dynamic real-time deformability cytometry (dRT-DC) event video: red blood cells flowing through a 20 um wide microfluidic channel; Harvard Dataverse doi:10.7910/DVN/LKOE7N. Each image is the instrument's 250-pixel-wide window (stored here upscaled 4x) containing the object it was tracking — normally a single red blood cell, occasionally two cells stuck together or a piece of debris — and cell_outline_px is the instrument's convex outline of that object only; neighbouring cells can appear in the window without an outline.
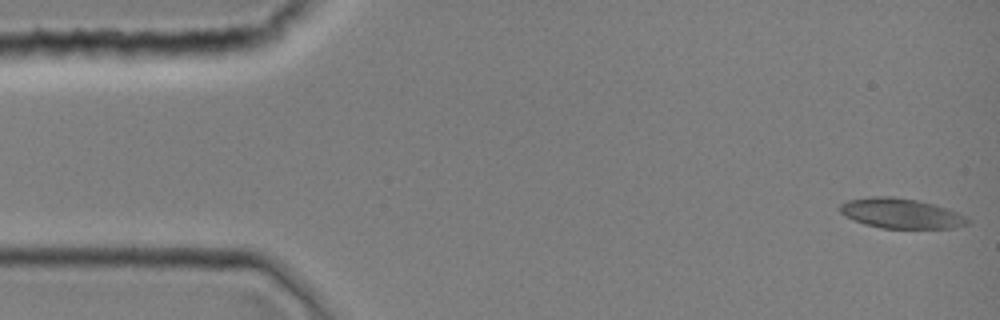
{"species": "common noctule bat (a hibernating species)", "species_latin": "Nyctalus noctula", "temperature_condition": "room temperature", "stored_images_in_passage": 43, "camera_frame_rate_fps": 3000, "um_per_image_px": 0.085, "animal": {"sex": "female", "body_mass_g": 19.0, "forearm_length_mm": 51.5}, "frame": {"image": 1, "passage_image": 1, "time_ms": 0.0, "image_size_px": [1000, 320], "cell_outline_px": [[972, 220], [968, 224], [952, 228], [880, 228], [864, 224], [852, 220], [840, 212], [840, 204], [848, 200], [868, 196], [892, 196], [916, 200], [948, 208]], "centroid_in_image_um": [76.56, 18.14], "position_along_channel_um": 8.4, "area_um2": 22.37}}
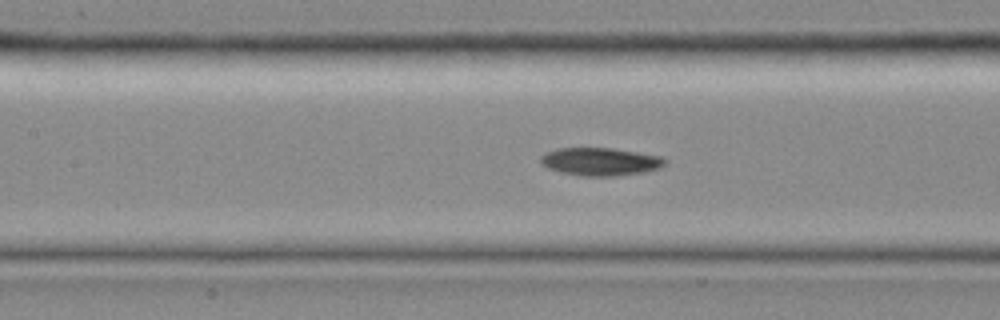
{"frame": {"image": 2, "passage_image": 19, "time_ms": 6.0, "image_size_px": [1000, 320], "cell_outline_px": [[668, 160], [660, 168], [644, 172], [616, 176], [584, 176], [560, 172], [548, 168], [540, 164], [540, 156], [544, 152], [556, 148], [612, 148], [664, 156]], "centroid_in_image_um": [51.02, 13.73], "position_along_channel_um": 156.4, "area_um2": 20.52}}
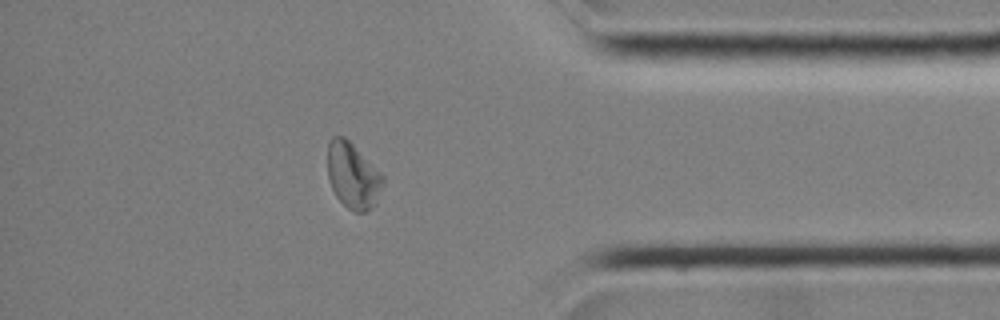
{"frame": {"image": 3, "passage_image": 37, "time_ms": 12.0, "image_size_px": [1000, 320], "cell_outline_px": [[384, 184], [376, 204], [372, 208], [364, 212], [356, 212], [348, 208], [336, 196], [332, 188], [328, 176], [328, 144], [332, 136], [344, 136], [384, 176]], "centroid_in_image_um": [30.01, 14.95], "position_along_channel_um": 405.2, "area_um2": 21.1}}